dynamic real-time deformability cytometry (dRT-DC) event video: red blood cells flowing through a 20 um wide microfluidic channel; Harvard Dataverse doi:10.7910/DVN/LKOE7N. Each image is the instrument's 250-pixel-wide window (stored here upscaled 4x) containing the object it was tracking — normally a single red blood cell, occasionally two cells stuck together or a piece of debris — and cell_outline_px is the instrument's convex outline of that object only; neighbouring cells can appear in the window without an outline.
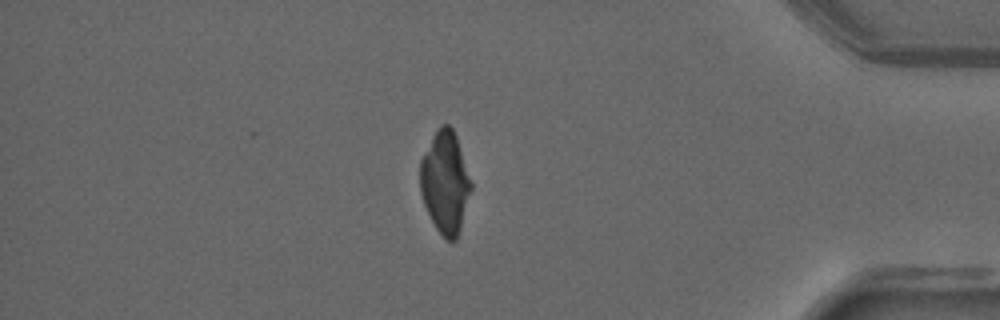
{"species": "common noctule bat (a hibernating species)", "species_latin": "Nyctalus noctula", "temperature_condition": "warm", "stored_images_in_passage": 55, "camera_frame_rate_fps": 3000, "um_per_image_px": 0.085, "animal": {"sex": "male", "forearm_length_mm": 52.5}, "frame": {"image": 1, "passage_image": 47, "time_ms": 15.333, "image_size_px": [1000, 320], "cell_outline_px": [[472, 188], [460, 228], [456, 240], [448, 240], [436, 228], [424, 204], [420, 192], [420, 160], [432, 136], [440, 124], [448, 124], [452, 128], [456, 136], [472, 184]], "centroid_in_image_um": [37.82, 15.46], "position_along_channel_um": 397.4, "area_um2": 29.94}}
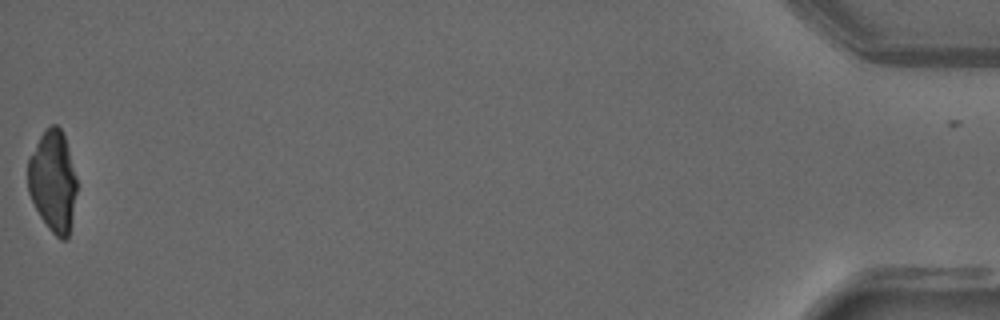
{"frame": {"image": 2, "passage_image": 55, "time_ms": 18.0, "image_size_px": [1000, 320], "cell_outline_px": [[76, 192], [72, 216], [68, 236], [64, 240], [60, 240], [48, 228], [40, 216], [28, 192], [28, 160], [40, 136], [52, 124], [56, 124], [60, 128], [64, 136], [68, 148], [76, 176]], "centroid_in_image_um": [4.49, 15.41], "position_along_channel_um": 430.7, "area_um2": 28.44}}